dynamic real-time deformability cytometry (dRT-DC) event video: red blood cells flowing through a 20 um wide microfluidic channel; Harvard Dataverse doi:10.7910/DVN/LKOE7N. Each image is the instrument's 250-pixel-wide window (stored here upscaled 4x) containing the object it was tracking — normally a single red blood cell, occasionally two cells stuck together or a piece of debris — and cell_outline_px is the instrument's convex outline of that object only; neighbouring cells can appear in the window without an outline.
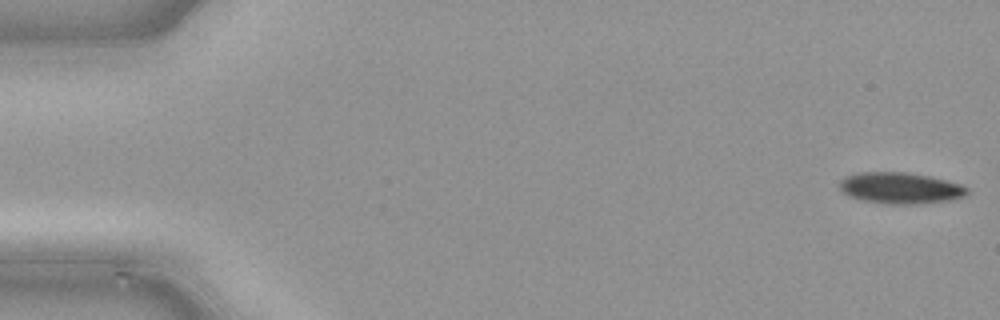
{"species": "common noctule bat (a hibernating species)", "species_latin": "Nyctalus noctula", "temperature_condition": "cold", "stored_images_in_passage": 32, "camera_frame_rate_fps": 3000, "um_per_image_px": 0.085, "animal": {"sex": "male", "body_mass_g": 21.5, "forearm_length_mm": 52.0}, "frame": {"image": 1, "passage_image": 1, "time_ms": 0.0, "image_size_px": [1000, 320], "cell_outline_px": [[968, 192], [964, 196], [948, 200], [916, 204], [888, 204], [860, 200], [848, 196], [840, 192], [840, 180], [844, 176], [860, 172], [908, 172], [928, 176], [960, 184], [968, 188]], "centroid_in_image_um": [76.46, 15.98], "position_along_channel_um": 8.5, "area_um2": 23.29}}
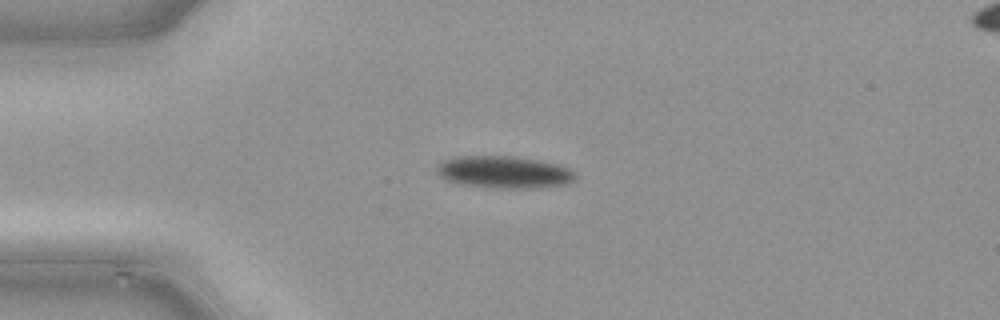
{"frame": {"image": 2, "passage_image": 12, "time_ms": 3.667, "image_size_px": [1000, 320], "cell_outline_px": [[576, 176], [572, 180], [564, 184], [528, 188], [496, 188], [460, 184], [444, 180], [436, 172], [436, 168], [444, 160], [460, 156], [512, 156], [540, 160], [556, 164], [568, 168], [576, 172]], "centroid_in_image_um": [42.81, 14.63], "position_along_channel_um": 42.2, "area_um2": 25.84}}
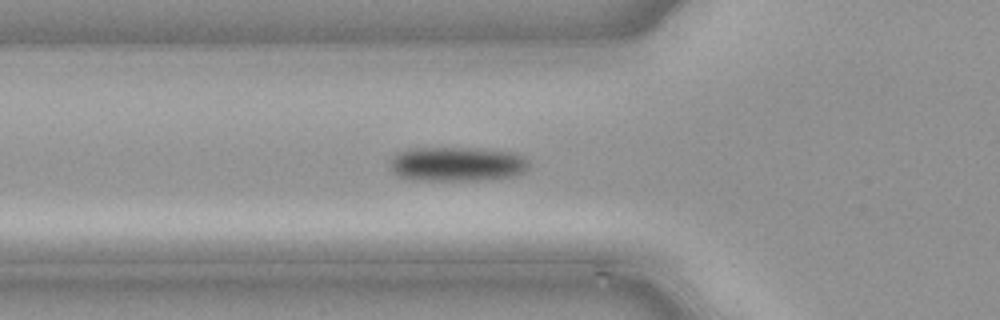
{"frame": {"image": 3, "passage_image": 17, "time_ms": 5.333, "image_size_px": [1000, 320], "cell_outline_px": [[528, 168], [524, 172], [516, 176], [476, 180], [416, 180], [396, 176], [392, 172], [388, 164], [400, 152], [412, 148], [476, 148], [516, 152], [528, 160]], "centroid_in_image_um": [38.87, 13.95], "position_along_channel_um": 86.9, "area_um2": 28.03}}